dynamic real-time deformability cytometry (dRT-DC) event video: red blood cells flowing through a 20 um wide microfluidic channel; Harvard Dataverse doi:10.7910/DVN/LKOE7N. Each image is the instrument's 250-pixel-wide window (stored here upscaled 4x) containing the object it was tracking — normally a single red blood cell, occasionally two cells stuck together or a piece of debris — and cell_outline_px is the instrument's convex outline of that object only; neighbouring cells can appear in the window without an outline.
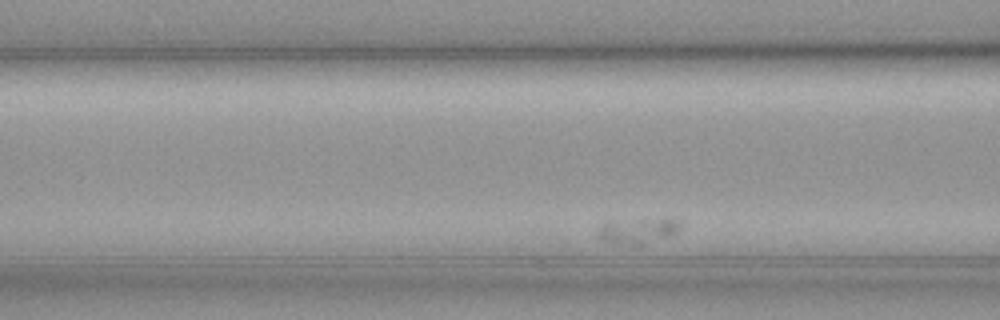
{"species": "common noctule bat (a hibernating species)", "species_latin": "Nyctalus noctula", "temperature_condition": "cold", "stored_images_in_passage": 36, "camera_frame_rate_fps": 3000, "um_per_image_px": 0.085, "animal": {"sex": "female", "body_mass_g": 19.3, "forearm_length_mm": 54.1}, "frame": {"image": 1, "passage_image": 7, "time_ms": 2.0, "image_size_px": [1000, 320], "cell_outline_px": [[680, 228], [672, 236], [644, 244], [632, 244], [604, 240], [596, 236], [600, 228], [604, 224], [672, 216], [680, 220]], "centroid_in_image_um": [54.4, 19.59], "position_along_channel_um": 112.2, "area_um2": 11.91}}
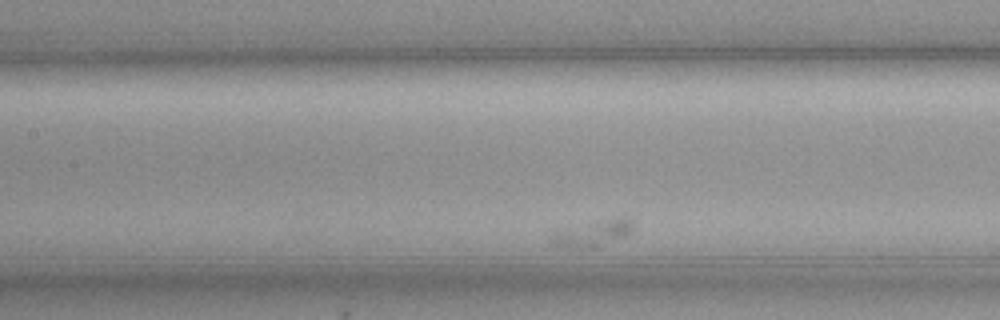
{"frame": {"image": 2, "passage_image": 12, "time_ms": 3.667, "image_size_px": [1000, 320], "cell_outline_px": [[632, 228], [624, 236], [596, 248], [572, 248], [556, 244], [552, 240], [552, 232], [608, 220], [632, 220]], "centroid_in_image_um": [50.35, 19.9], "position_along_channel_um": 157.0, "area_um2": 11.21}}